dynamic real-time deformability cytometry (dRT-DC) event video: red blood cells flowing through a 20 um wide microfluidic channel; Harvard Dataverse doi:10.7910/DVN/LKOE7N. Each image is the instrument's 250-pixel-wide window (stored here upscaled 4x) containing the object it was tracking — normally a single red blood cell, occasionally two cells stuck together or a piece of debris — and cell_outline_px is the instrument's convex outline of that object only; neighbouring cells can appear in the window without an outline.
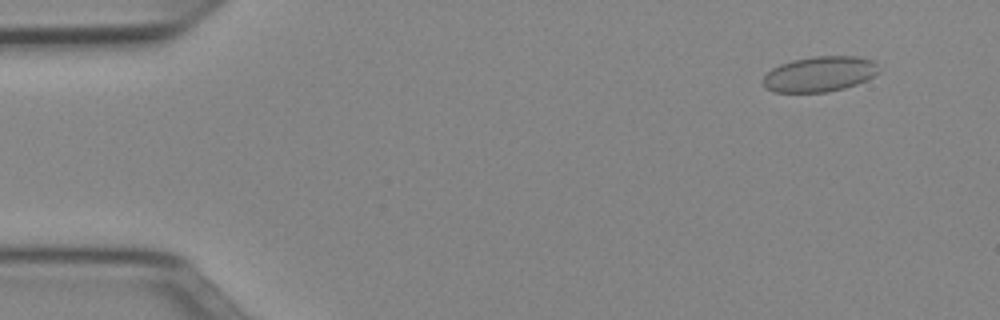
{"species": "Egyptian fruit bat (a non-hibernating species)", "species_latin": "Rousettus aegyptiacus", "temperature_condition": "cold", "stored_images_in_passage": 52, "camera_frame_rate_fps": 3000, "um_per_image_px": 0.085, "animal": {"sex": "female"}, "frame": {"image": 1, "passage_image": 5, "time_ms": 1.333, "image_size_px": [1000, 320], "cell_outline_px": [[880, 72], [856, 84], [844, 88], [828, 92], [772, 92], [764, 88], [764, 76], [772, 68], [780, 64], [792, 60], [812, 56], [856, 56], [872, 60], [876, 64]], "centroid_in_image_um": [69.64, 6.29], "position_along_channel_um": 15.4, "area_um2": 23.81}}
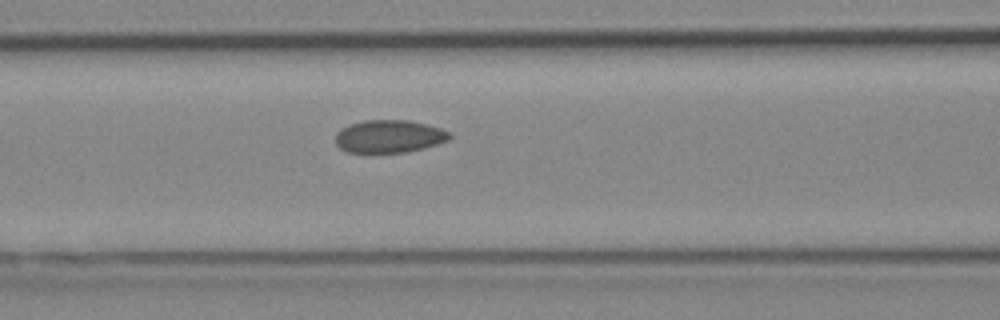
{"frame": {"image": 2, "passage_image": 22, "time_ms": 7.0, "image_size_px": [1000, 320], "cell_outline_px": [[452, 136], [448, 140], [424, 148], [408, 152], [372, 156], [348, 152], [340, 148], [336, 144], [336, 132], [340, 128], [348, 124], [364, 120], [408, 120], [440, 128], [452, 132]], "centroid_in_image_um": [33.02, 11.64], "position_along_channel_um": 133.6, "area_um2": 22.72}}
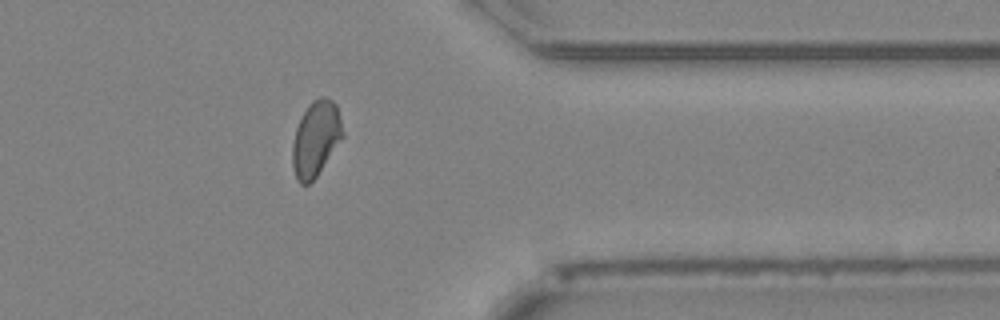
{"frame": {"image": 3, "passage_image": 42, "time_ms": 13.667, "image_size_px": [1000, 320], "cell_outline_px": [[344, 136], [316, 176], [308, 184], [300, 184], [296, 180], [292, 168], [292, 144], [296, 128], [308, 104], [312, 100], [320, 96], [324, 96], [332, 100], [336, 104], [344, 132]], "centroid_in_image_um": [26.83, 11.78], "position_along_channel_um": 384.6, "area_um2": 22.08}, "authors_computed_cell_mechanics": {"area_um2": 22.3397, "velocity_mm_per_s": 3.9441, "shape_relaxation_time_tau1_ms": null, "shape_relaxation_time_tau2_ms": 1.0157, "deformation_change_tau1": null, "deformation_change_tau2": 0.0316}}